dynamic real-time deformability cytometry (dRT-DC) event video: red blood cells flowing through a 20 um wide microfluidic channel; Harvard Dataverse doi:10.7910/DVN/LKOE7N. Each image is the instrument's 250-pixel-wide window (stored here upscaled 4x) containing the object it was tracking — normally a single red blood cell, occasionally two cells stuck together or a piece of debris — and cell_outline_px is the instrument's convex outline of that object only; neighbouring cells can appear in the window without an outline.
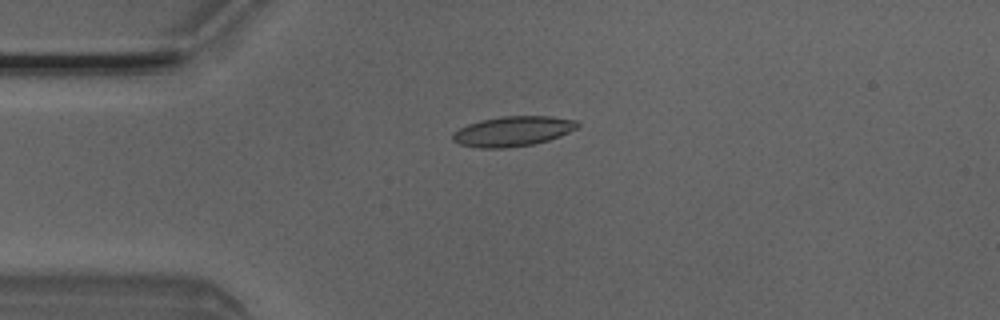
{"species": "Egyptian fruit bat (a non-hibernating species)", "species_latin": "Rousettus aegyptiacus", "temperature_condition": "room temperature", "stored_images_in_passage": 7, "camera_frame_rate_fps": 3000, "um_per_image_px": 0.085, "animal": {"sex": "male"}, "frame": {"image": 1, "passage_image": 4, "time_ms": 1.0, "image_size_px": [1000, 320], "cell_outline_px": [[580, 128], [560, 136], [548, 140], [532, 144], [504, 148], [480, 148], [460, 144], [452, 140], [452, 132], [468, 124], [480, 120], [500, 116], [552, 116], [576, 120], [580, 124]], "centroid_in_image_um": [43.61, 11.15], "position_along_channel_um": 41.4, "area_um2": 21.96}}
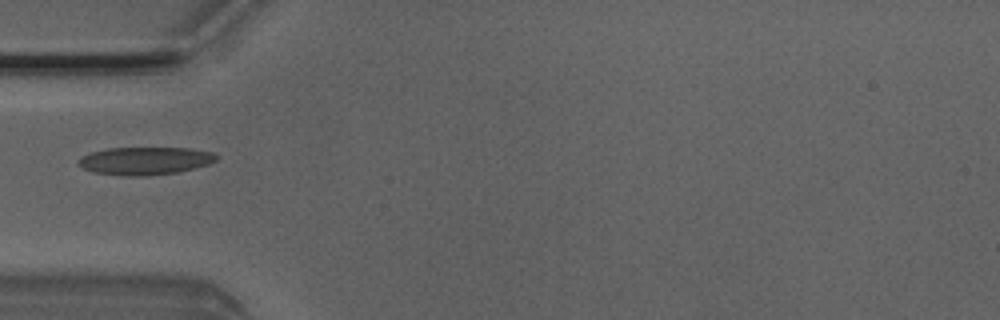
{"frame": {"image": 2, "passage_image": 5, "time_ms": 1.333, "image_size_px": [1000, 320], "cell_outline_px": [[220, 156], [216, 160], [208, 164], [176, 172], [148, 176], [124, 176], [92, 172], [76, 164], [76, 160], [80, 156], [92, 152], [108, 148], [188, 148], [212, 152]], "centroid_in_image_um": [12.28, 13.67], "position_along_channel_um": 72.7, "area_um2": 22.43}}
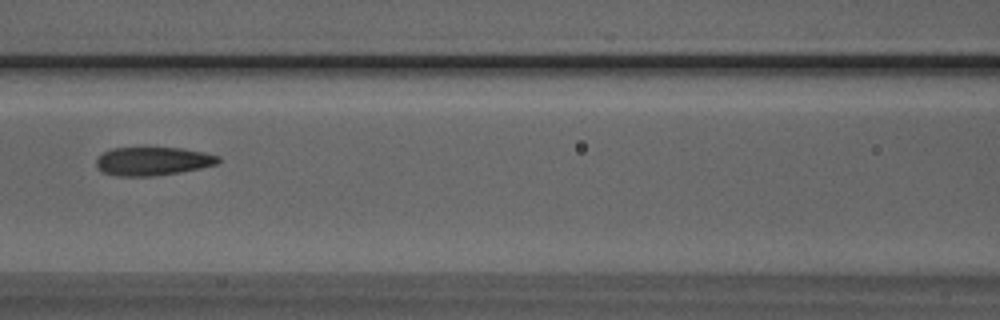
{"frame": {"image": 3, "passage_image": 7, "time_ms": 2.0, "image_size_px": [1000, 320], "cell_outline_px": [[220, 160], [216, 164], [200, 168], [180, 172], [152, 176], [116, 176], [104, 172], [96, 168], [96, 156], [112, 148], [184, 148], [204, 152], [220, 156]], "centroid_in_image_um": [12.97, 13.7], "position_along_channel_um": 153.6, "area_um2": 20.29}}